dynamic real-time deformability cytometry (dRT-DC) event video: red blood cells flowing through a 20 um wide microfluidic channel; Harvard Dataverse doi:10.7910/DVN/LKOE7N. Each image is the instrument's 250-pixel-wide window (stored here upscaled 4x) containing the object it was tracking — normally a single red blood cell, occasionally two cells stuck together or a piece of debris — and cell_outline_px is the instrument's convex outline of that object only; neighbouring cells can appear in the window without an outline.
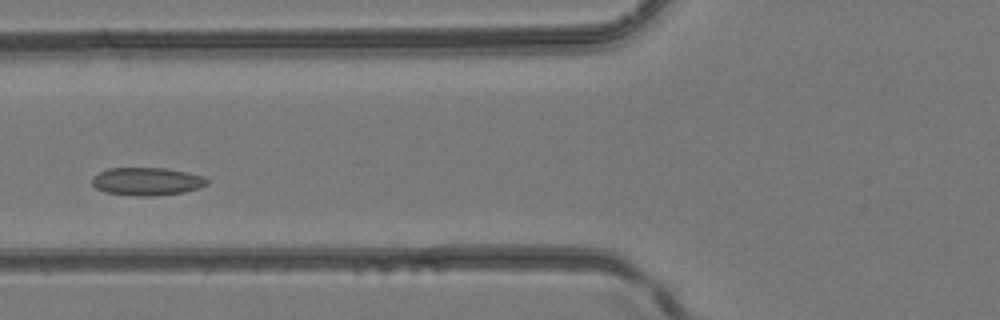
{"species": "common noctule bat (a hibernating species)", "species_latin": "Nyctalus noctula", "temperature_condition": "room temperature", "stored_images_in_passage": 4, "camera_frame_rate_fps": 3000, "um_per_image_px": 0.085, "animal": {"sex": "female", "body_mass_g": 24.6, "forearm_length_mm": 56.2}, "frame": {"image": 1, "passage_image": 3, "time_ms": 0.667, "image_size_px": [1000, 320], "cell_outline_px": [[208, 184], [184, 192], [152, 196], [136, 196], [104, 192], [96, 188], [92, 184], [92, 176], [108, 168], [168, 168], [188, 172], [204, 176], [208, 180]], "centroid_in_image_um": [12.48, 15.41], "position_along_channel_um": 113.3, "area_um2": 18.79}}
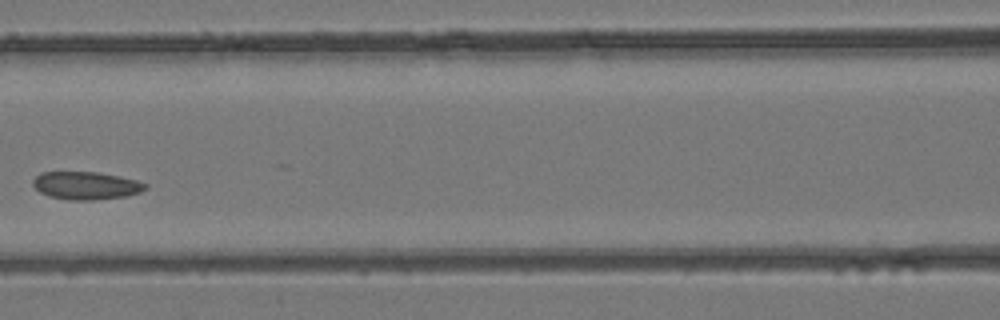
{"frame": {"image": 2, "passage_image": 4, "time_ms": 1.0, "image_size_px": [1000, 320], "cell_outline_px": [[148, 188], [140, 192], [124, 196], [92, 200], [68, 200], [48, 196], [40, 192], [32, 184], [32, 180], [40, 172], [96, 172], [120, 176], [136, 180], [148, 184]], "centroid_in_image_um": [7.3, 15.77], "position_along_channel_um": 159.3, "area_um2": 18.26}}